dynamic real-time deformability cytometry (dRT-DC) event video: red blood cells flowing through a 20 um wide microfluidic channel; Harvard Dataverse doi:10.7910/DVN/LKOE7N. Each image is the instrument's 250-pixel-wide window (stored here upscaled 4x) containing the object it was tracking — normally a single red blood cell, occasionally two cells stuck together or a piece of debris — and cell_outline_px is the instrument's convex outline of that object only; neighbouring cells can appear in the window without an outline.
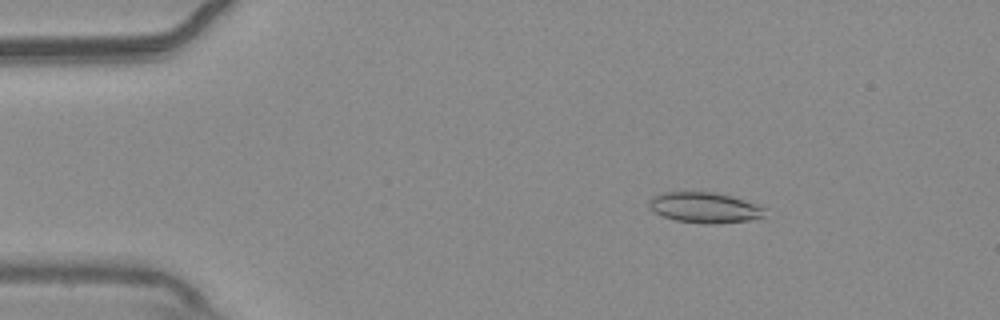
{"species": "common noctule bat (a hibernating species)", "species_latin": "Nyctalus noctula", "temperature_condition": "warm", "stored_images_in_passage": 51, "camera_frame_rate_fps": 3000, "um_per_image_px": 0.085, "animal": {"sex": "male", "body_mass_g": 20.4}, "frame": {"image": 1, "passage_image": 8, "time_ms": 2.333, "image_size_px": [1000, 320], "cell_outline_px": [[768, 208], [764, 216], [748, 220], [716, 224], [704, 224], [676, 220], [652, 212], [648, 208], [648, 200], [652, 196], [664, 192], [716, 192], [732, 196]], "centroid_in_image_um": [59.87, 17.64], "position_along_channel_um": 25.1, "area_um2": 20.87}}
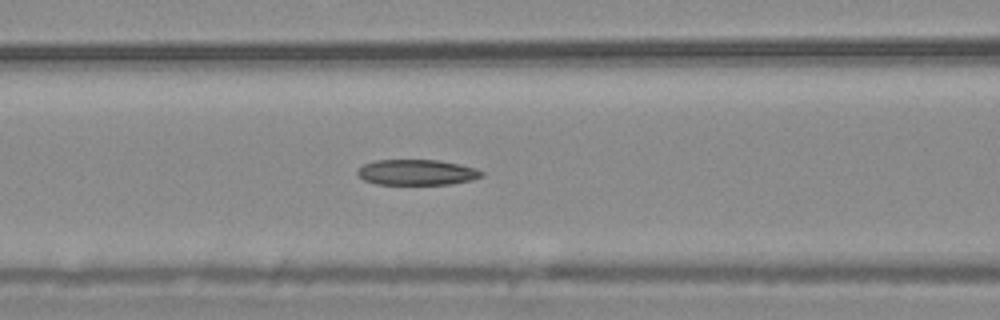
{"frame": {"image": 2, "passage_image": 22, "time_ms": 7.0, "image_size_px": [1000, 320], "cell_outline_px": [[484, 176], [472, 180], [452, 184], [376, 184], [364, 180], [356, 172], [364, 164], [376, 160], [436, 160], [476, 168], [484, 172]], "centroid_in_image_um": [35.45, 14.65], "position_along_channel_um": 131.1, "area_um2": 18.38}}
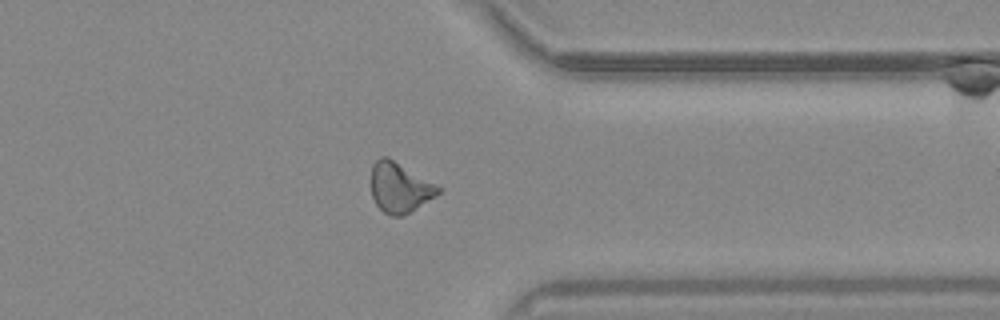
{"frame": {"image": 3, "passage_image": 42, "time_ms": 13.667, "image_size_px": [1000, 320], "cell_outline_px": [[444, 188], [436, 196], [404, 216], [392, 216], [384, 212], [376, 204], [372, 196], [368, 180], [372, 164], [380, 156], [388, 156]], "centroid_in_image_um": [33.94, 15.91], "position_along_channel_um": 377.5, "area_um2": 20.23}}